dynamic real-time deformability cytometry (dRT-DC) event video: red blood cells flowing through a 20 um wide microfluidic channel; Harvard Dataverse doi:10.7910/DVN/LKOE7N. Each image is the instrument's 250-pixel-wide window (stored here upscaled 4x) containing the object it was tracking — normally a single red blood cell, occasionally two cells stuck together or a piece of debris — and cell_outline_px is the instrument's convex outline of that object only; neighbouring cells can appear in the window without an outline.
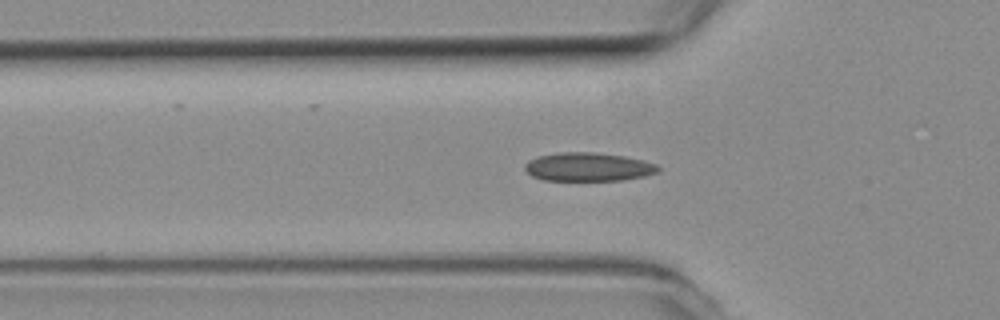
{"species": "common noctule bat (a hibernating species)", "species_latin": "Nyctalus noctula", "temperature_condition": "room temperature", "stored_images_in_passage": 42, "camera_frame_rate_fps": 3000, "um_per_image_px": 0.085, "animal": {"sex": "female", "body_mass_g": 19.3, "forearm_length_mm": 54.1}, "frame": {"image": 1, "passage_image": 5, "time_ms": 1.333, "image_size_px": [1000, 320], "cell_outline_px": [[660, 172], [644, 176], [620, 180], [544, 180], [532, 176], [524, 168], [524, 164], [528, 160], [536, 156], [560, 152], [596, 152], [624, 156], [644, 160], [656, 164], [660, 168]], "centroid_in_image_um": [50.0, 14.18], "position_along_channel_um": 75.8, "area_um2": 22.31}}
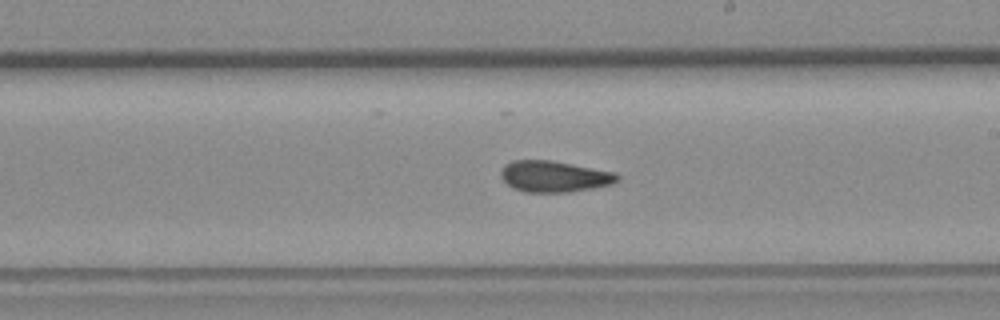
{"frame": {"image": 2, "passage_image": 18, "time_ms": 5.667, "image_size_px": [1000, 320], "cell_outline_px": [[620, 180], [612, 184], [592, 188], [568, 192], [524, 192], [512, 188], [500, 176], [500, 172], [504, 164], [512, 160], [552, 160], [616, 172], [620, 176]], "centroid_in_image_um": [47.11, 14.99], "position_along_channel_um": 241.9, "area_um2": 21.39}}
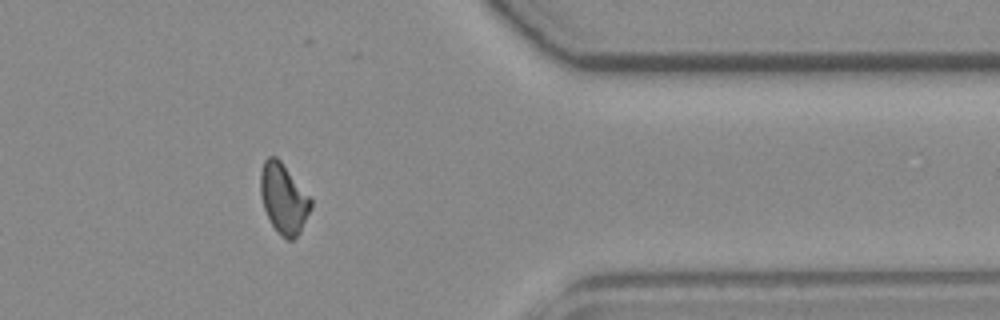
{"frame": {"image": 3, "passage_image": 31, "time_ms": 10.0, "image_size_px": [1000, 320], "cell_outline_px": [[312, 208], [300, 232], [292, 240], [288, 240], [276, 232], [264, 208], [260, 192], [260, 172], [264, 160], [268, 156], [276, 156], [280, 160], [312, 196]], "centroid_in_image_um": [24.13, 16.85], "position_along_channel_um": 387.3, "area_um2": 20.87}, "authors_computed_cell_mechanics": {"area_um2": 21.0392, "velocity_mm_per_s": 3.8172, "shape_relaxation_time_tau1_ms": null, "shape_relaxation_time_tau2_ms": 3.765, "deformation_change_tau1": null, "deformation_change_tau2": 0.0794}}